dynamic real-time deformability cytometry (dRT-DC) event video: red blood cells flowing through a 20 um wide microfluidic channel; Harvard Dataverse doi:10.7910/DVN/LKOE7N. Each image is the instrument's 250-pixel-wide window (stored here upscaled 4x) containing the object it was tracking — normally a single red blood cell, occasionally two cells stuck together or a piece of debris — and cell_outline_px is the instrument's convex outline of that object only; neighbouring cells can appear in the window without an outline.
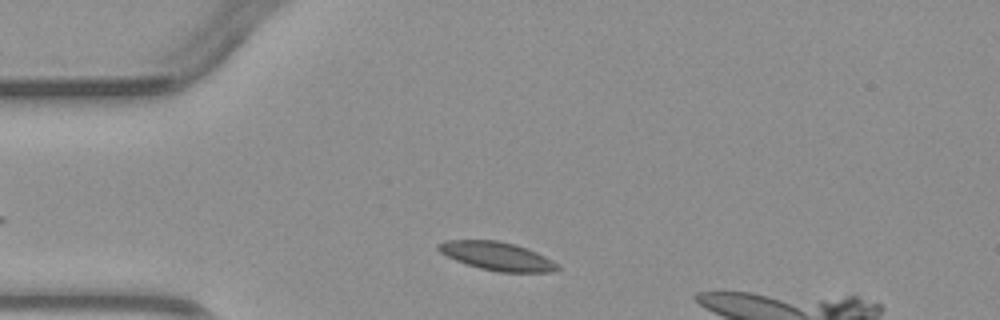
{"species": "common noctule bat (a hibernating species)", "species_latin": "Nyctalus noctula", "temperature_condition": "warm", "stored_images_in_passage": 2, "camera_frame_rate_fps": 3000, "um_per_image_px": 0.085, "animal": {"sex": "male", "body_mass_g": 23.1, "forearm_length_mm": 52.7}, "frame": {"image": 1, "passage_image": 1, "time_ms": 0.0, "image_size_px": [1000, 320], "cell_outline_px": [[560, 268], [552, 272], [500, 272], [480, 268], [456, 260], [440, 252], [436, 248], [436, 244], [444, 240], [496, 240], [516, 244], [536, 252], [552, 260]], "centroid_in_image_um": [42.22, 21.76], "position_along_channel_um": 42.8, "area_um2": 19.59}}